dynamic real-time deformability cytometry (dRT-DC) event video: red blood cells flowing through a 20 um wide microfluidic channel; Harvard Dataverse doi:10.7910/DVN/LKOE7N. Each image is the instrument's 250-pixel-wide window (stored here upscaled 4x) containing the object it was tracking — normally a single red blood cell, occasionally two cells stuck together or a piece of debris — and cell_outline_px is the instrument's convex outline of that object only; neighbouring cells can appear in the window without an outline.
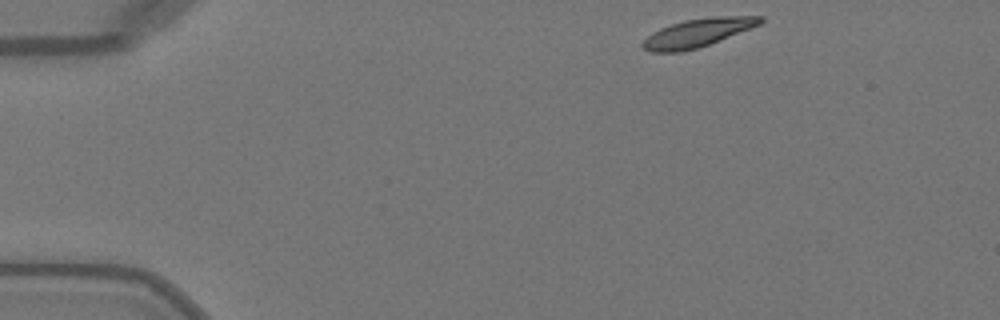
{"species": "Egyptian fruit bat (a non-hibernating species)", "species_latin": "Rousettus aegyptiacus", "temperature_condition": "warm", "stored_images_in_passage": 44, "camera_frame_rate_fps": 3000, "um_per_image_px": 0.085, "animal": {"sex": "female"}, "frame": {"image": 1, "passage_image": 1, "time_ms": 0.0, "image_size_px": [1000, 320], "cell_outline_px": [[764, 20], [760, 24], [708, 44], [696, 48], [680, 52], [652, 52], [644, 48], [640, 44], [652, 32], [660, 28], [684, 20], [712, 16], [764, 16]], "centroid_in_image_um": [59.27, 2.77], "position_along_channel_um": 25.7, "area_um2": 19.07}}
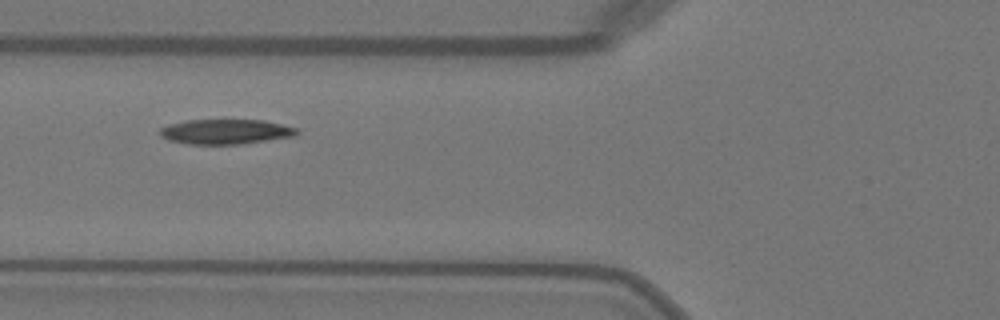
{"frame": {"image": 2, "passage_image": 13, "time_ms": 4.0, "image_size_px": [1000, 320], "cell_outline_px": [[300, 132], [296, 136], [240, 144], [188, 144], [168, 140], [160, 136], [160, 128], [168, 124], [184, 120], [264, 120], [296, 128]], "centroid_in_image_um": [19.16, 11.19], "position_along_channel_um": 106.6, "area_um2": 19.94}}
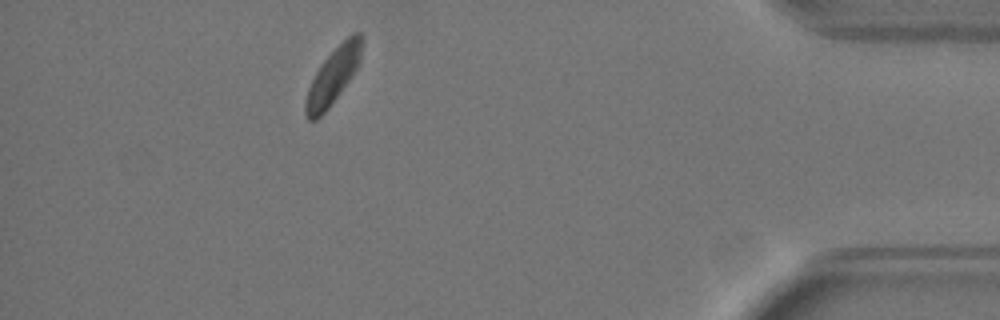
{"frame": {"image": 3, "passage_image": 39, "time_ms": 12.667, "image_size_px": [1000, 320], "cell_outline_px": [[364, 40], [360, 60], [352, 76], [328, 108], [316, 120], [308, 120], [304, 112], [304, 100], [308, 88], [320, 64], [352, 32], [360, 32], [364, 36]], "centroid_in_image_um": [28.32, 6.44], "position_along_channel_um": 406.9, "area_um2": 18.26}, "authors_computed_cell_mechanics": {"area_um2": 19.8543, "velocity_mm_per_s": 4.0074, "shape_relaxation_time_tau1_ms": 2.3496, "shape_relaxation_time_tau2_ms": null, "deformation_change_tau1": 0.1239, "deformation_change_tau2": null}}